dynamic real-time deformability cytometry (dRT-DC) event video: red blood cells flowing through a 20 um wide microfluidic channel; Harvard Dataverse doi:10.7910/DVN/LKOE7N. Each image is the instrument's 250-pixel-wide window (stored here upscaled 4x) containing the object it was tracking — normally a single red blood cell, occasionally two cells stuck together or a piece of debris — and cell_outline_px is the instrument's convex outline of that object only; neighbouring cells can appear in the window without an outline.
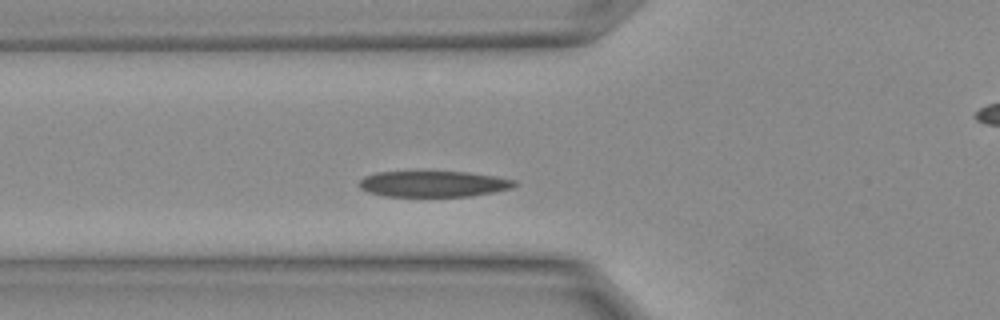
{"species": "Egyptian fruit bat (a non-hibernating species)", "species_latin": "Rousettus aegyptiacus", "temperature_condition": "warm", "stored_images_in_passage": 8, "camera_frame_rate_fps": 3000, "um_per_image_px": 0.085, "animal": {"sex": "female"}, "frame": {"image": 1, "passage_image": 6, "time_ms": 1.667, "image_size_px": [1000, 320], "cell_outline_px": [[516, 184], [512, 188], [472, 196], [384, 196], [368, 192], [360, 188], [360, 180], [364, 176], [376, 172], [468, 172], [516, 180]], "centroid_in_image_um": [36.82, 15.63], "position_along_channel_um": 89.0, "area_um2": 23.29}}
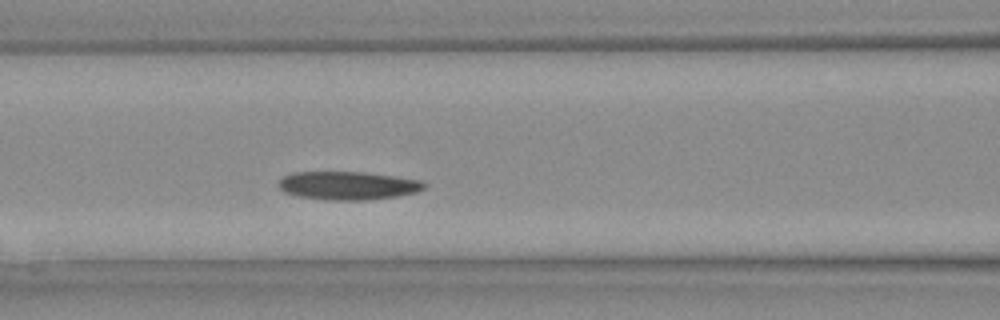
{"frame": {"image": 2, "passage_image": 8, "time_ms": 2.333, "image_size_px": [1000, 320], "cell_outline_px": [[424, 188], [416, 192], [396, 196], [368, 200], [324, 200], [296, 196], [284, 192], [280, 188], [280, 180], [284, 176], [292, 172], [360, 172], [392, 176], [420, 180], [424, 184]], "centroid_in_image_um": [29.52, 15.78], "position_along_channel_um": 137.1, "area_um2": 23.81}}